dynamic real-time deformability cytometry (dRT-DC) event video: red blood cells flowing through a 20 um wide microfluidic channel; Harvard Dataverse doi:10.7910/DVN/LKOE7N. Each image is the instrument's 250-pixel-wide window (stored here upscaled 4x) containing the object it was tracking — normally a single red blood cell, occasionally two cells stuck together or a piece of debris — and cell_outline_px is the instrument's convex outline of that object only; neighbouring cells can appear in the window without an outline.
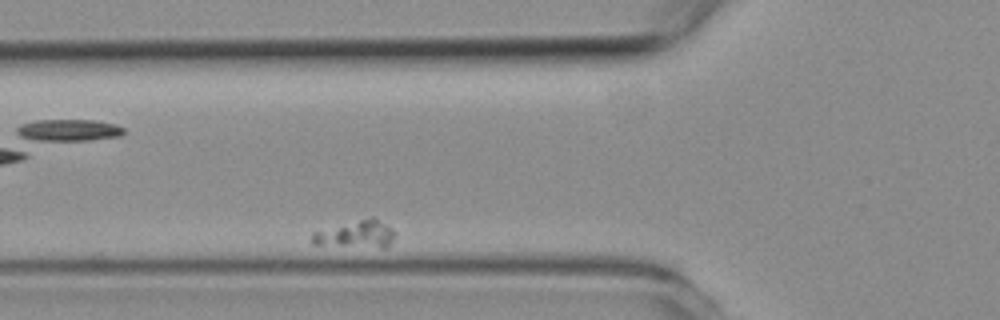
{"species": "common noctule bat (a hibernating species)", "species_latin": "Nyctalus noctula", "temperature_condition": "room temperature", "stored_images_in_passage": 2, "camera_frame_rate_fps": 3000, "um_per_image_px": 0.085, "animal": {"sex": "female", "body_mass_g": 19.3, "forearm_length_mm": 54.1}, "frame": {"image": 1, "passage_image": 2, "time_ms": 1.0, "image_size_px": [1000, 320], "cell_outline_px": [[392, 236], [388, 248], [380, 248], [312, 244], [308, 240], [312, 232], [372, 216], [388, 224], [392, 228]], "centroid_in_image_um": [30.22, 19.92], "position_along_channel_um": 95.6, "area_um2": 13.29}}